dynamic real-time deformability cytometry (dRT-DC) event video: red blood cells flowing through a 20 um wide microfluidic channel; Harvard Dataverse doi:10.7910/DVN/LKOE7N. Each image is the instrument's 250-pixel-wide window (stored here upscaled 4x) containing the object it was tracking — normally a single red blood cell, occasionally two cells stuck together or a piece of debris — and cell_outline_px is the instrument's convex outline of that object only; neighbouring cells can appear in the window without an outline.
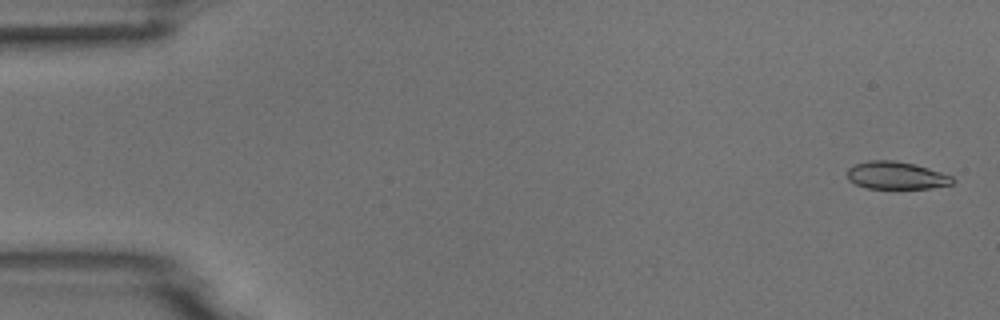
{"species": "common noctule bat (a hibernating species)", "species_latin": "Nyctalus noctula", "temperature_condition": "room temperature", "stored_images_in_passage": 5, "camera_frame_rate_fps": 3000, "um_per_image_px": 0.085, "animal": {"sex": "male", "body_mass_g": 18.8}, "frame": {"image": 1, "passage_image": 1, "time_ms": 0.0, "image_size_px": [1000, 320], "cell_outline_px": [[956, 180], [952, 184], [928, 188], [868, 188], [856, 184], [848, 180], [848, 168], [856, 164], [868, 160], [892, 160], [916, 164], [952, 176]], "centroid_in_image_um": [76.19, 14.9], "position_along_channel_um": 8.8, "area_um2": 16.82}}
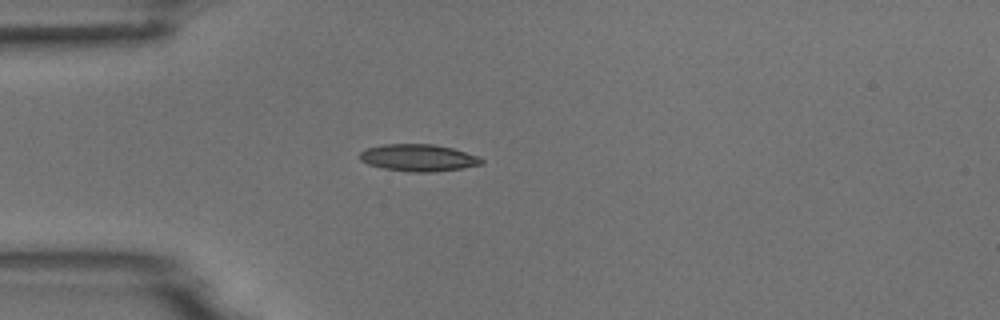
{"frame": {"image": 2, "passage_image": 4, "time_ms": 1.0, "image_size_px": [1000, 320], "cell_outline_px": [[484, 164], [464, 168], [432, 172], [408, 172], [384, 168], [368, 164], [360, 160], [360, 152], [364, 148], [384, 144], [436, 144], [452, 148], [480, 156], [484, 160]], "centroid_in_image_um": [35.59, 13.41], "position_along_channel_um": 49.4, "area_um2": 19.42}}